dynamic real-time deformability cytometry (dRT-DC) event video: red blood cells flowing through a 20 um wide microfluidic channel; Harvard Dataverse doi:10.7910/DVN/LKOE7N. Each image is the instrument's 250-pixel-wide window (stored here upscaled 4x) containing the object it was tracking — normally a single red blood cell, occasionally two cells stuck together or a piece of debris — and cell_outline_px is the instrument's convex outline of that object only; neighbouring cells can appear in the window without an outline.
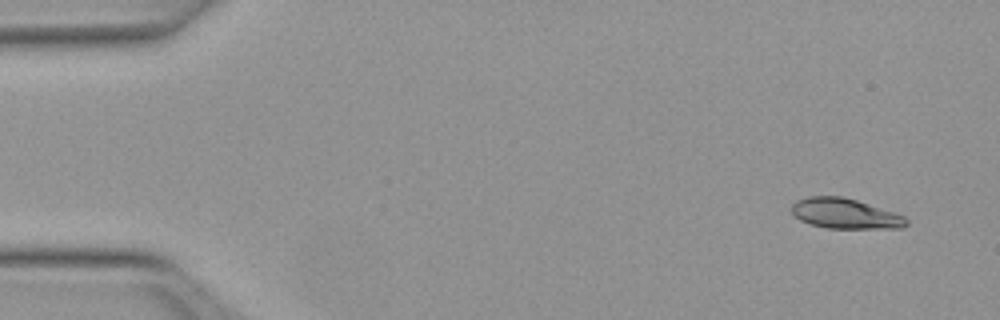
{"species": "Egyptian fruit bat (a non-hibernating species)", "species_latin": "Rousettus aegyptiacus", "temperature_condition": "warm", "stored_images_in_passage": 10, "camera_frame_rate_fps": 3000, "um_per_image_px": 0.085, "animal": {"sex": "female"}, "frame": {"image": 1, "passage_image": 1, "time_ms": 0.0, "image_size_px": [1000, 320], "cell_outline_px": [[908, 224], [904, 228], [828, 228], [808, 224], [792, 216], [792, 204], [796, 200], [808, 196], [840, 196], [856, 200], [896, 212], [904, 216], [908, 220]], "centroid_in_image_um": [71.83, 18.16], "position_along_channel_um": 13.2, "area_um2": 20.4}}